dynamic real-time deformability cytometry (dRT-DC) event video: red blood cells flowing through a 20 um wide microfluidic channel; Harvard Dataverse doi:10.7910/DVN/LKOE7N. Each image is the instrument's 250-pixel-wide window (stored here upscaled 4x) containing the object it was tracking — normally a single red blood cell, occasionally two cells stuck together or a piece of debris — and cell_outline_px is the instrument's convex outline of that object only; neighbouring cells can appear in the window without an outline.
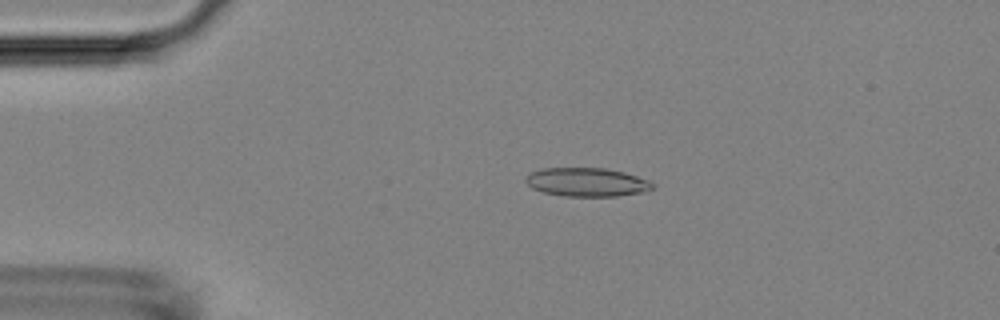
{"species": "Egyptian fruit bat (a non-hibernating species)", "species_latin": "Rousettus aegyptiacus", "temperature_condition": "room temperature", "stored_images_in_passage": 20, "camera_frame_rate_fps": 3000, "um_per_image_px": 0.085, "animal": {"sex": "female"}, "frame": {"image": 1, "passage_image": 11, "time_ms": 3.333, "image_size_px": [1000, 320], "cell_outline_px": [[652, 188], [648, 192], [616, 196], [564, 196], [544, 192], [532, 188], [524, 180], [524, 176], [528, 172], [544, 168], [604, 168], [624, 172], [648, 180], [652, 184]], "centroid_in_image_um": [49.84, 15.48], "position_along_channel_um": 35.2, "area_um2": 21.27}}